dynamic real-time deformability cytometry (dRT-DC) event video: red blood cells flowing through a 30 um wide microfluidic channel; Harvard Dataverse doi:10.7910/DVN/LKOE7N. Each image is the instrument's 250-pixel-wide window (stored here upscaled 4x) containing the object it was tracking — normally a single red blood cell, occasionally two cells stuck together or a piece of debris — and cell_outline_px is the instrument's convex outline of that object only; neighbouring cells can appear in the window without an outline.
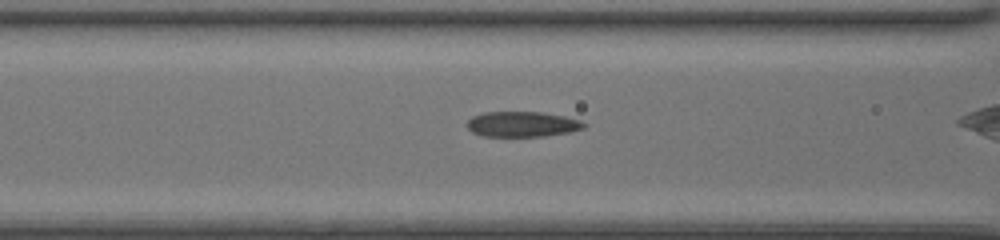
{"species": "common noctule bat (a hibernating species)", "species_latin": "Nyctalus noctula", "temperature_condition": "room temperature", "stored_images_in_passage": 25, "camera_frame_rate_fps": 3000, "um_per_image_px": 0.085, "animal": {"sex": "female", "body_mass_g": 20.0, "forearm_length_mm": 54.0}, "frame": {"image": 1, "passage_image": 5, "time_ms": 1.333, "image_size_px": [1000, 240], "cell_outline_px": [[588, 124], [584, 128], [572, 132], [544, 136], [484, 136], [472, 132], [468, 128], [468, 120], [472, 116], [484, 112], [544, 112], [564, 116], [580, 120]], "centroid_in_image_um": [44.43, 10.55], "position_along_channel_um": 122.2, "area_um2": 17.34}}
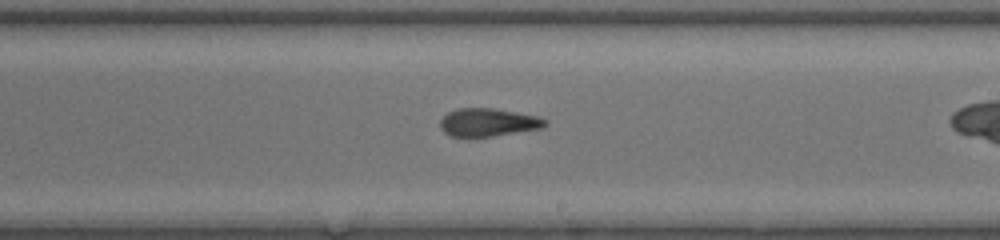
{"frame": {"image": 2, "passage_image": 14, "time_ms": 4.333, "image_size_px": [1000, 240], "cell_outline_px": [[548, 124], [544, 128], [492, 136], [464, 140], [448, 136], [440, 128], [440, 120], [448, 112], [456, 108], [492, 108], [536, 116], [548, 120]], "centroid_in_image_um": [41.43, 10.44], "position_along_channel_um": 247.6, "area_um2": 17.74}}
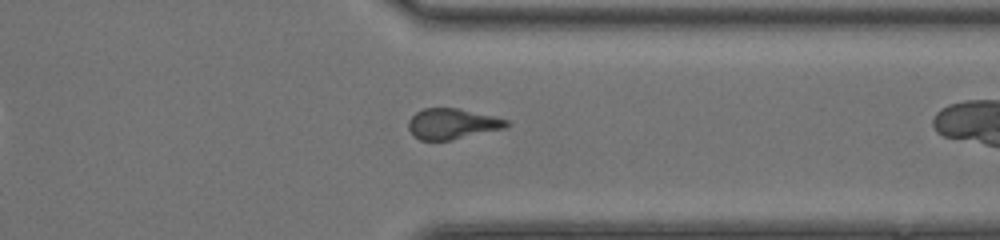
{"frame": {"image": 3, "passage_image": 23, "time_ms": 7.333, "image_size_px": [1000, 240], "cell_outline_px": [[508, 124], [504, 128], [452, 140], [420, 140], [412, 136], [408, 128], [408, 120], [416, 112], [424, 108], [456, 108], [492, 116], [508, 120]], "centroid_in_image_um": [38.37, 10.53], "position_along_channel_um": 373.0, "area_um2": 17.34}}